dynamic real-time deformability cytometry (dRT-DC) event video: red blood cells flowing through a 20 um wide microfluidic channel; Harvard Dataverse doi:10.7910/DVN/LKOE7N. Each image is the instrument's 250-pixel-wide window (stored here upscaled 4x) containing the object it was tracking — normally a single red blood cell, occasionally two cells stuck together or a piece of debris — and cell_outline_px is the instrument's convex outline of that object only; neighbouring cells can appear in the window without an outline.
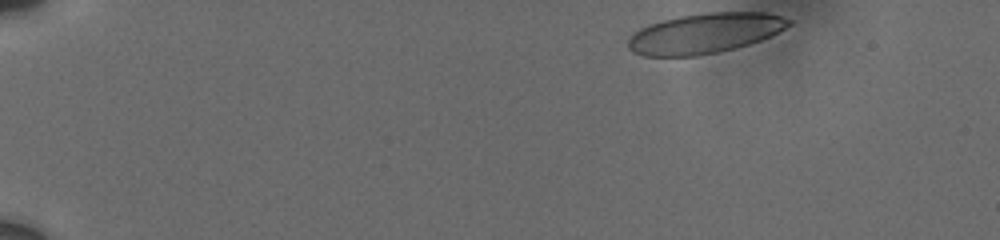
{"species": "human", "species_latin": "Homo sapiens", "temperature_condition": "cold", "stored_images_in_passage": 6, "camera_frame_rate_fps": 3000, "um_per_image_px": 0.085, "donor": {"sex": "male"}, "frame": {"image": 1, "passage_image": 1, "time_ms": 0.0, "image_size_px": [1000, 240], "cell_outline_px": [[792, 24], [760, 40], [748, 44], [716, 52], [696, 56], [644, 56], [632, 52], [628, 48], [628, 40], [640, 28], [648, 24], [680, 16], [708, 12], [768, 12], [792, 20]], "centroid_in_image_um": [59.89, 2.82], "position_along_channel_um": 25.1, "area_um2": 37.22}}
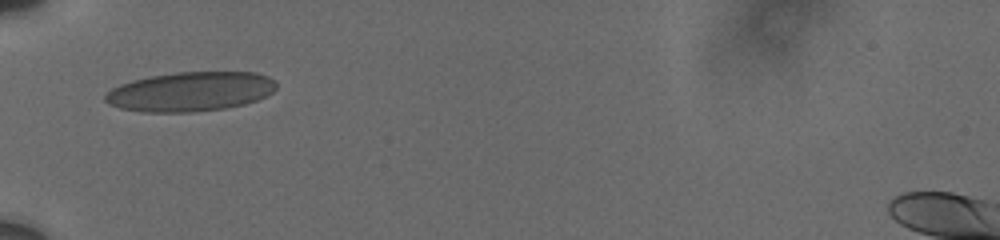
{"frame": {"image": 2, "passage_image": 6, "time_ms": 4.333, "image_size_px": [1000, 240], "cell_outline_px": [[276, 88], [272, 92], [256, 100], [244, 104], [224, 108], [192, 112], [144, 112], [120, 108], [108, 104], [104, 100], [104, 96], [112, 88], [120, 84], [132, 80], [148, 76], [176, 72], [256, 72], [268, 76], [276, 84]], "centroid_in_image_um": [16.15, 7.78], "position_along_channel_um": 68.8, "area_um2": 39.3}}